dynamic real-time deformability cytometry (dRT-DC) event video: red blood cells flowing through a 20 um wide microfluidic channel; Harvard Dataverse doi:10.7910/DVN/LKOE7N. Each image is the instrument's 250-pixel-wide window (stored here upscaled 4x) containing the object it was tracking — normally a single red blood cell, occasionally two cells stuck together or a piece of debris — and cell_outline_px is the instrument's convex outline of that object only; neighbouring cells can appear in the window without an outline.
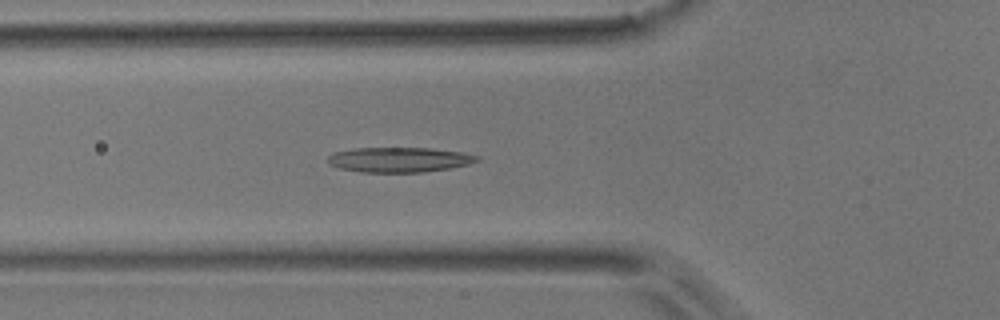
{"species": "common noctule bat (a hibernating species)", "species_latin": "Nyctalus noctula", "temperature_condition": "room temperature", "stored_images_in_passage": 49, "camera_frame_rate_fps": 3000, "um_per_image_px": 0.085, "animal": {"sex": "male", "body_mass_g": 17.9}, "frame": {"image": 1, "passage_image": 16, "time_ms": 5.0, "image_size_px": [1000, 320], "cell_outline_px": [[480, 160], [468, 164], [448, 168], [424, 172], [360, 172], [340, 168], [328, 164], [328, 156], [332, 152], [356, 148], [432, 148], [464, 152], [480, 156]], "centroid_in_image_um": [33.94, 13.57], "position_along_channel_um": 91.9, "area_um2": 21.79}}
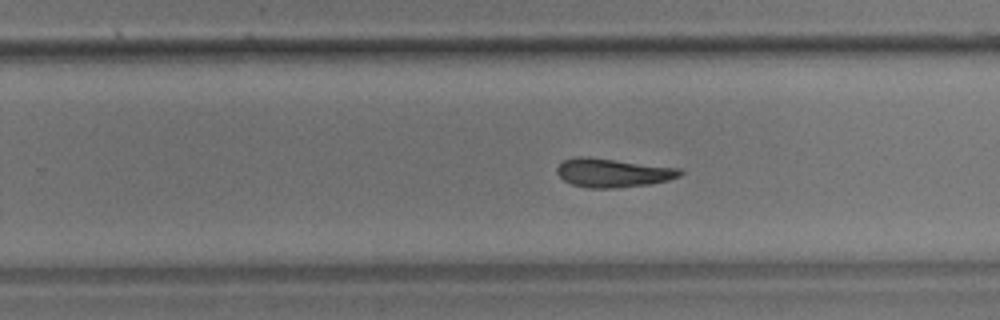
{"frame": {"image": 2, "passage_image": 30, "time_ms": 9.667, "image_size_px": [1000, 320], "cell_outline_px": [[684, 172], [680, 176], [668, 180], [652, 184], [616, 188], [588, 188], [572, 184], [564, 180], [556, 172], [556, 168], [564, 160], [576, 156], [588, 156], [680, 168]], "centroid_in_image_um": [52.1, 14.68], "position_along_channel_um": 277.7, "area_um2": 20.81}}
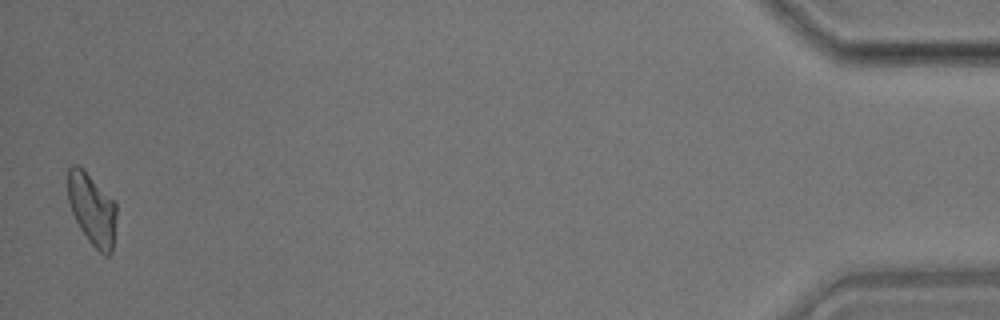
{"frame": {"image": 3, "passage_image": 48, "time_ms": 15.667, "image_size_px": [1000, 320], "cell_outline_px": [[116, 216], [112, 252], [108, 256], [104, 256], [88, 240], [80, 228], [72, 212], [68, 200], [68, 168], [72, 164], [76, 164], [84, 168], [116, 204]], "centroid_in_image_um": [7.82, 17.77], "position_along_channel_um": 427.4, "area_um2": 20.23}, "authors_computed_cell_mechanics": {"area_um2": 20.9814, "velocity_mm_per_s": 3.9775, "shape_relaxation_time_tau1_ms": 9.4737, "shape_relaxation_time_tau2_ms": null, "deformation_change_tau1": 0.223, "deformation_change_tau2": null}}